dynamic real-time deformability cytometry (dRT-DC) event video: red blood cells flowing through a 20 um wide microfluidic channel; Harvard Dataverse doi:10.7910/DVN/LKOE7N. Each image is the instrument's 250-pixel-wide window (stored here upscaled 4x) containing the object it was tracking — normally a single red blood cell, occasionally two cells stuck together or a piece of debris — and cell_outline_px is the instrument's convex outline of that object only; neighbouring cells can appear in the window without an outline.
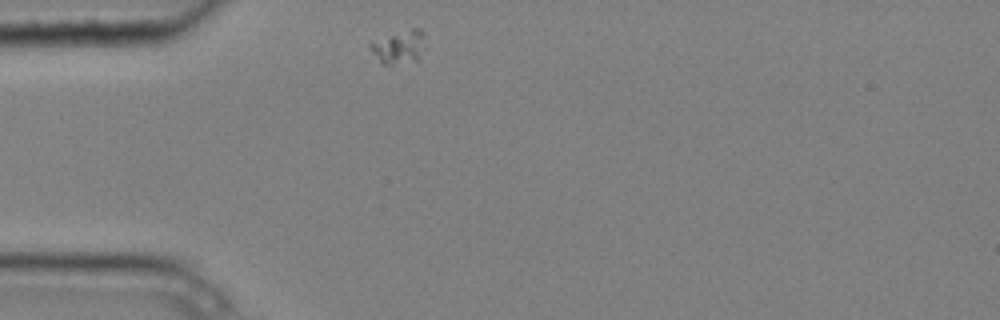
{"species": "common noctule bat (a hibernating species)", "species_latin": "Nyctalus noctula", "temperature_condition": "cold", "stored_images_in_passage": 7, "camera_frame_rate_fps": 3000, "um_per_image_px": 0.085, "animal": {"sex": "male", "body_mass_g": 20.4}, "frame": {"image": 1, "passage_image": 1, "time_ms": 0.0, "image_size_px": [1000, 320], "cell_outline_px": [[424, 36], [420, 60], [392, 64], [384, 64], [372, 52], [368, 44], [412, 28], [420, 28], [424, 32]], "centroid_in_image_um": [33.97, 4.0], "position_along_channel_um": 51.0, "area_um2": 10.12}}
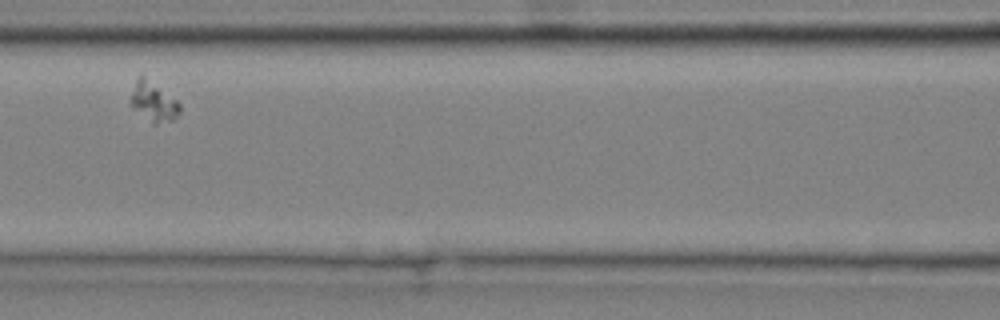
{"frame": {"image": 2, "passage_image": 4, "time_ms": 1.0, "image_size_px": [1000, 320], "cell_outline_px": [[180, 112], [172, 120], [156, 124], [152, 124], [128, 104], [128, 100], [136, 80], [140, 72], [176, 100], [180, 104]], "centroid_in_image_um": [12.99, 8.63], "position_along_channel_um": 153.6, "area_um2": 11.44}}
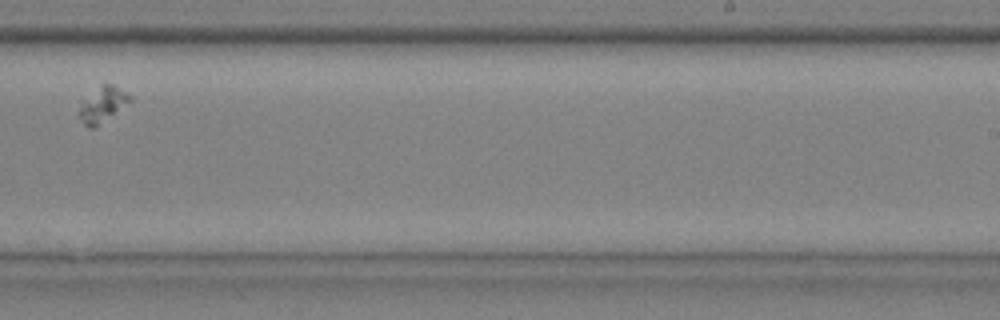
{"frame": {"image": 3, "passage_image": 7, "time_ms": 2.0, "image_size_px": [1000, 320], "cell_outline_px": [[132, 100], [96, 128], [88, 128], [84, 124], [80, 116], [80, 100], [104, 84], [112, 84], [132, 96]], "centroid_in_image_um": [8.71, 8.91], "position_along_channel_um": 280.3, "area_um2": 10.35}}